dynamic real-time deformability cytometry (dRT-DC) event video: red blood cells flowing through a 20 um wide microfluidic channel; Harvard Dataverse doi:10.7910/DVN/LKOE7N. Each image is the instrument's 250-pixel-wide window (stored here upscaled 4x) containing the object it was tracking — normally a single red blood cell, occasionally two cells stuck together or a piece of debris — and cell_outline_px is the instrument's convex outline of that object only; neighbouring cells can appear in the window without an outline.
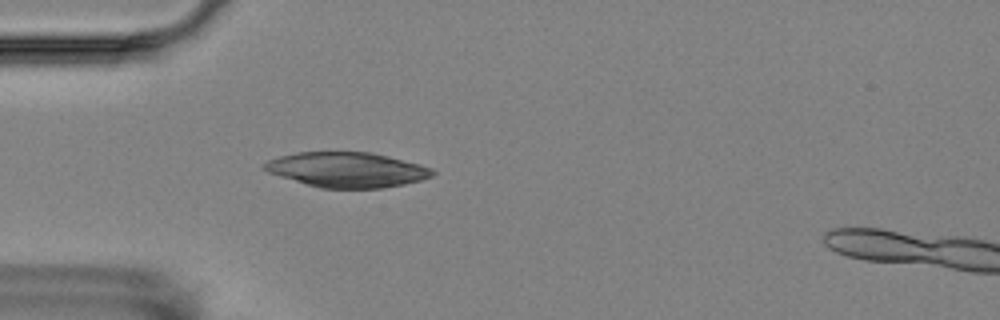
{"species": "Egyptian fruit bat (a non-hibernating species)", "species_latin": "Rousettus aegyptiacus", "temperature_condition": "room temperature", "stored_images_in_passage": 1, "camera_frame_rate_fps": 3000, "um_per_image_px": 0.085, "animal": {"sex": "female"}, "frame": {"image": 1, "passage_image": 1, "time_ms": 0.0, "image_size_px": [1000, 320], "cell_outline_px": [[436, 172], [432, 176], [420, 180], [404, 184], [380, 188], [320, 188], [280, 176], [268, 172], [260, 168], [260, 164], [268, 160], [280, 156], [296, 152], [372, 152], [420, 164], [432, 168]], "centroid_in_image_um": [29.47, 14.42], "position_along_channel_um": 55.5, "area_um2": 34.33}}